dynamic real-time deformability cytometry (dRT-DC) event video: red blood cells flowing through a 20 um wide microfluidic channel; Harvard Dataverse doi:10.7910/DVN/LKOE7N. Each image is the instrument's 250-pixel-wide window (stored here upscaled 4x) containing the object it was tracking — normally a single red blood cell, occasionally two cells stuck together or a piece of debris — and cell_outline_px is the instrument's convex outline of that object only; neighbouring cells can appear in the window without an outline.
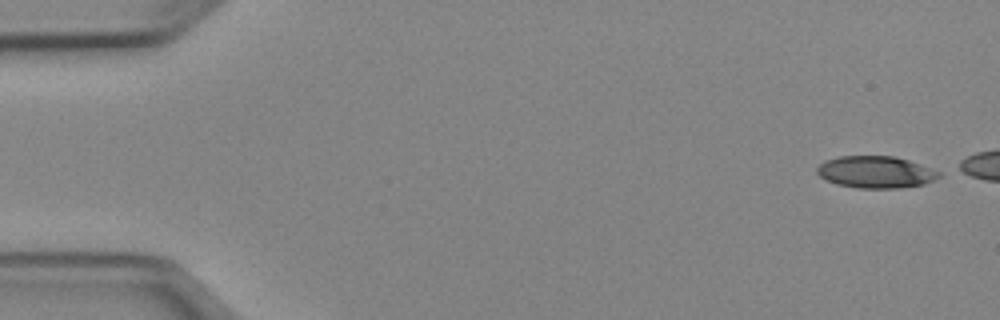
{"species": "Egyptian fruit bat (a non-hibernating species)", "species_latin": "Rousettus aegyptiacus", "temperature_condition": "cold", "stored_images_in_passage": 8, "camera_frame_rate_fps": 3000, "um_per_image_px": 0.085, "animal": {"sex": "female"}, "frame": {"image": 1, "passage_image": 1, "time_ms": 0.0, "image_size_px": [1000, 320], "cell_outline_px": [[940, 176], [924, 184], [896, 188], [856, 188], [836, 184], [820, 176], [816, 172], [816, 168], [824, 160], [840, 156], [892, 156], [908, 160], [920, 164], [940, 172]], "centroid_in_image_um": [74.39, 14.62], "position_along_channel_um": 10.6, "area_um2": 22.54}}